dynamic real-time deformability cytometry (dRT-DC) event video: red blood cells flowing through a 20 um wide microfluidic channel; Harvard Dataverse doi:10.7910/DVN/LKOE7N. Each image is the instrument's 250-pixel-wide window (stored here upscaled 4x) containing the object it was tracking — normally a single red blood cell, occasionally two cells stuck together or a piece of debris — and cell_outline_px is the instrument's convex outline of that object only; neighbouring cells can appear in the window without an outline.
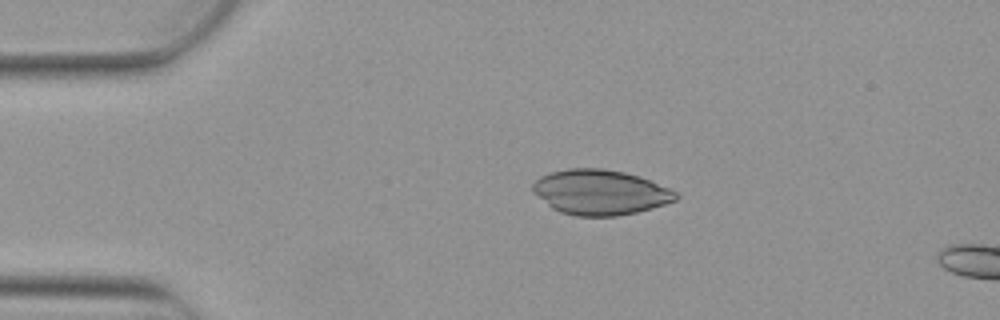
{"species": "Egyptian fruit bat (a non-hibernating species)", "species_latin": "Rousettus aegyptiacus", "temperature_condition": "warm", "stored_images_in_passage": 2, "camera_frame_rate_fps": 3000, "um_per_image_px": 0.085, "animal": {"sex": "female"}, "frame": {"image": 1, "passage_image": 1, "time_ms": 0.0, "image_size_px": [1000, 320], "cell_outline_px": [[680, 196], [676, 200], [652, 208], [636, 212], [616, 216], [576, 216], [560, 212], [552, 208], [532, 192], [532, 184], [540, 176], [552, 172], [568, 168], [600, 168], [624, 172], [640, 176], [668, 188], [676, 192]], "centroid_in_image_um": [51.0, 16.34], "position_along_channel_um": 34.0, "area_um2": 37.51}}